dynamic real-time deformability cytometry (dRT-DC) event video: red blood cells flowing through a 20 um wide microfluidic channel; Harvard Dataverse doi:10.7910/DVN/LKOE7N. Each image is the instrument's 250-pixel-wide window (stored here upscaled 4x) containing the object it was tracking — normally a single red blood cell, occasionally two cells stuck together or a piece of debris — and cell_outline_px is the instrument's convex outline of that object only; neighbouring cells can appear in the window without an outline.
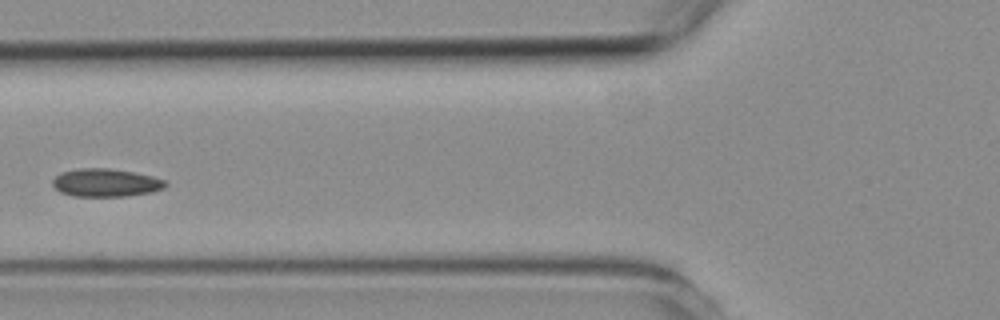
{"species": "common noctule bat (a hibernating species)", "species_latin": "Nyctalus noctula", "temperature_condition": "room temperature", "stored_images_in_passage": 6, "camera_frame_rate_fps": 3000, "um_per_image_px": 0.085, "animal": {"sex": "female", "body_mass_g": 19.3, "forearm_length_mm": 54.1}, "frame": {"image": 1, "passage_image": 5, "time_ms": 4.667, "image_size_px": [1000, 320], "cell_outline_px": [[168, 184], [164, 188], [152, 192], [128, 196], [72, 196], [60, 192], [52, 184], [52, 180], [60, 172], [80, 168], [108, 168], [132, 172], [152, 176], [164, 180]], "centroid_in_image_um": [8.98, 15.53], "position_along_channel_um": 116.8, "area_um2": 18.44}}
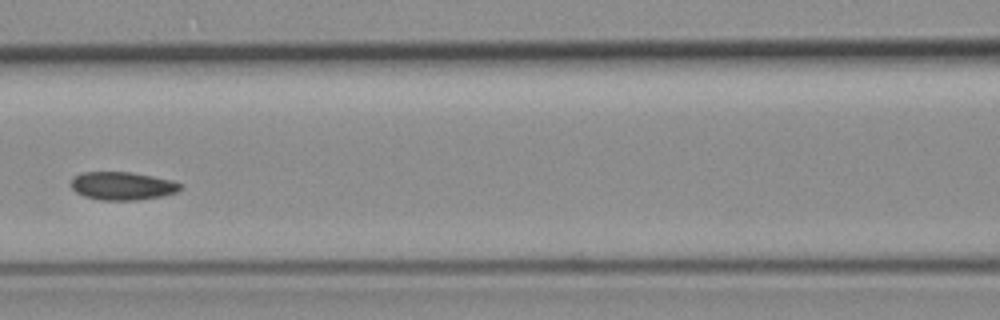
{"frame": {"image": 2, "passage_image": 6, "time_ms": 5.667, "image_size_px": [1000, 320], "cell_outline_px": [[180, 188], [176, 192], [160, 196], [136, 200], [100, 200], [84, 196], [76, 192], [72, 188], [72, 176], [80, 172], [132, 172], [172, 180], [180, 184]], "centroid_in_image_um": [10.35, 15.79], "position_along_channel_um": 156.2, "area_um2": 17.8}}